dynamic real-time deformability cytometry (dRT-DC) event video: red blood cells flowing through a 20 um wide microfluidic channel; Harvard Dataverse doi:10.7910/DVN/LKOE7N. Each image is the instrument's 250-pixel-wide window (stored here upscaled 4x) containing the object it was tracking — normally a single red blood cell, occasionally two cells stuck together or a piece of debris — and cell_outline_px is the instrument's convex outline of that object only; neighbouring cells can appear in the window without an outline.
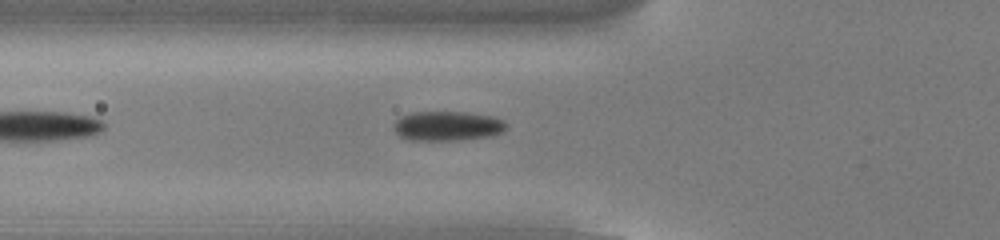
{"species": "common noctule bat (a hibernating species)", "species_latin": "Nyctalus noctula", "temperature_condition": "cold", "stored_images_in_passage": 35, "camera_frame_rate_fps": 3000, "um_per_image_px": 0.085, "animal": {"sex": "male", "body_mass_g": 13.0, "forearm_length_mm": 53.1}, "frame": {"image": 1, "passage_image": 6, "time_ms": 1.667, "image_size_px": [1000, 240], "cell_outline_px": [[508, 128], [492, 136], [460, 140], [408, 140], [400, 136], [396, 132], [396, 120], [412, 112], [464, 112], [492, 116], [504, 120], [508, 124]], "centroid_in_image_um": [38.1, 10.71], "position_along_channel_um": 87.7, "area_um2": 19.31}}
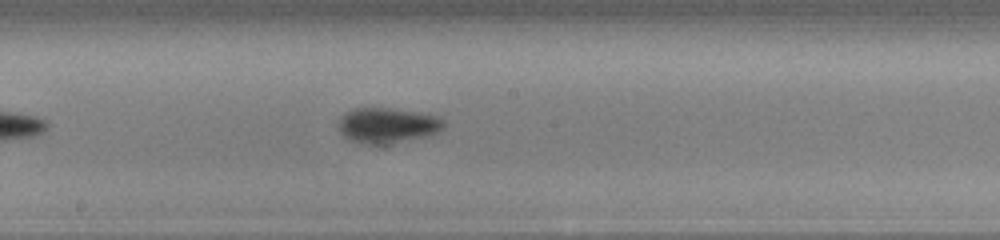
{"frame": {"image": 2, "passage_image": 16, "time_ms": 5.0, "image_size_px": [1000, 240], "cell_outline_px": [[444, 128], [432, 136], [388, 144], [360, 144], [348, 140], [340, 132], [340, 116], [356, 108], [388, 108], [436, 116], [444, 120]], "centroid_in_image_um": [32.94, 10.69], "position_along_channel_um": 215.3, "area_um2": 21.68}}
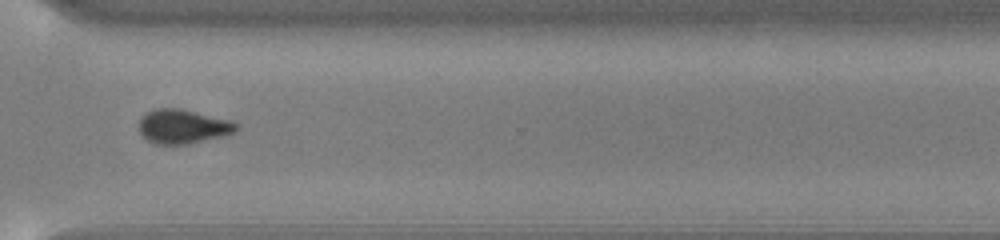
{"frame": {"image": 3, "passage_image": 27, "time_ms": 8.667, "image_size_px": [1000, 240], "cell_outline_px": [[236, 128], [232, 132], [220, 136], [188, 144], [156, 144], [148, 140], [140, 132], [140, 116], [144, 112], [156, 108], [180, 108], [228, 120], [236, 124]], "centroid_in_image_um": [15.45, 10.73], "position_along_channel_um": 355.1, "area_um2": 18.96}, "authors_computed_cell_mechanics": {"area_um2": 19.5364, "velocity_mm_per_s": 3.8075, "shape_relaxation_time_tau1_ms": 2.1663, "shape_relaxation_time_tau2_ms": 2.654, "deformation_change_tau1": 0.1265, "deformation_change_tau2": 0.0757}}